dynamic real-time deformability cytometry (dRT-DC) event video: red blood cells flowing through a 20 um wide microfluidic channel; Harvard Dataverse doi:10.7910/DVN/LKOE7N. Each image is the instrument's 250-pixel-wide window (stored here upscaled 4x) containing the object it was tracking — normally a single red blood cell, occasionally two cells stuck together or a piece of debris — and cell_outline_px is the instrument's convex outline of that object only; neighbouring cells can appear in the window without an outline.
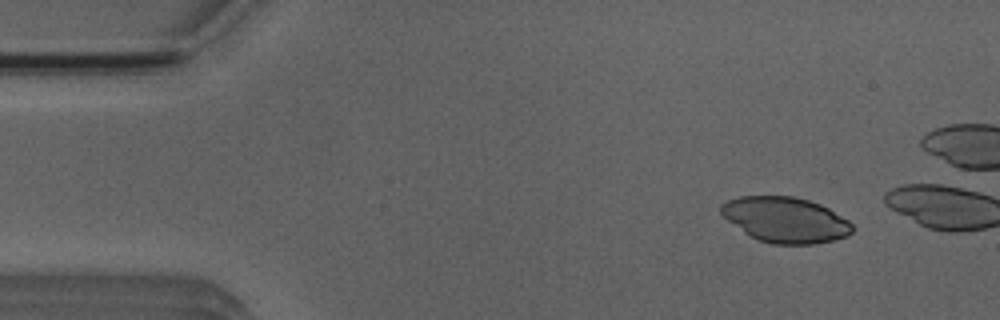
{"species": "Egyptian fruit bat (a non-hibernating species)", "species_latin": "Rousettus aegyptiacus", "temperature_condition": "room temperature", "stored_images_in_passage": 6, "camera_frame_rate_fps": 3000, "um_per_image_px": 0.085, "animal": {"sex": "male"}, "frame": {"image": 1, "passage_image": 2, "time_ms": 1.333, "image_size_px": [1000, 320], "cell_outline_px": [[852, 232], [848, 236], [832, 240], [812, 244], [772, 244], [760, 240], [744, 232], [728, 220], [720, 212], [720, 204], [728, 200], [740, 196], [792, 196], [808, 200], [820, 204], [828, 208], [848, 220], [852, 224]], "centroid_in_image_um": [66.76, 18.67], "position_along_channel_um": 18.2, "area_um2": 34.51}}